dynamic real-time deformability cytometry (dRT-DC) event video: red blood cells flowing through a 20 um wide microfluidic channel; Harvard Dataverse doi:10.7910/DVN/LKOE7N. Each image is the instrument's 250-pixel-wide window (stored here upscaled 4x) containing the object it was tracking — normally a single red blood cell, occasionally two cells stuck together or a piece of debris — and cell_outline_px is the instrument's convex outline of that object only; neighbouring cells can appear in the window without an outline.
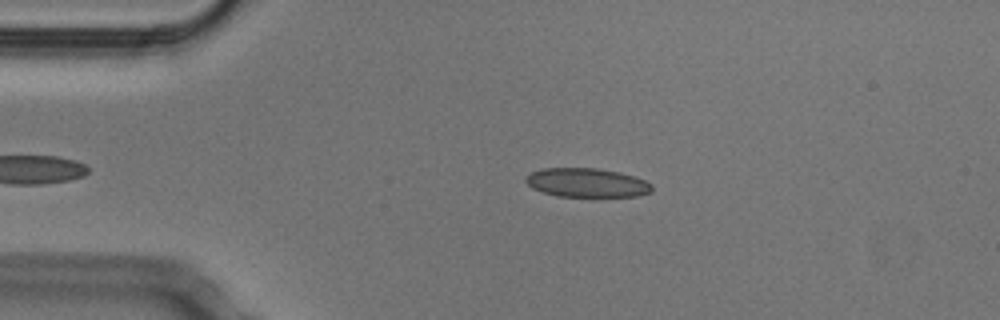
{"species": "Egyptian fruit bat (a non-hibernating species)", "species_latin": "Rousettus aegyptiacus", "temperature_condition": "cold", "stored_images_in_passage": 40, "camera_frame_rate_fps": 3000, "um_per_image_px": 0.085, "animal": {"sex": "male"}, "frame": {"image": 1, "passage_image": 4, "time_ms": 1.0, "image_size_px": [1000, 320], "cell_outline_px": [[652, 192], [640, 196], [556, 196], [532, 188], [524, 180], [532, 172], [544, 168], [596, 168], [620, 172], [644, 180], [652, 184]], "centroid_in_image_um": [49.9, 15.53], "position_along_channel_um": 35.1, "area_um2": 21.15}}
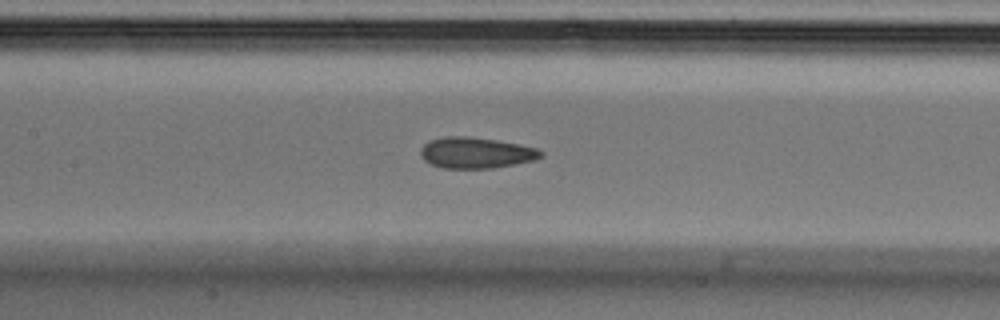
{"frame": {"image": 2, "passage_image": 17, "time_ms": 5.333, "image_size_px": [1000, 320], "cell_outline_px": [[544, 156], [536, 160], [492, 168], [444, 168], [432, 164], [424, 160], [420, 156], [420, 148], [428, 140], [448, 136], [468, 136], [496, 140], [536, 148], [544, 152]], "centroid_in_image_um": [40.45, 12.98], "position_along_channel_um": 167.0, "area_um2": 21.73}}
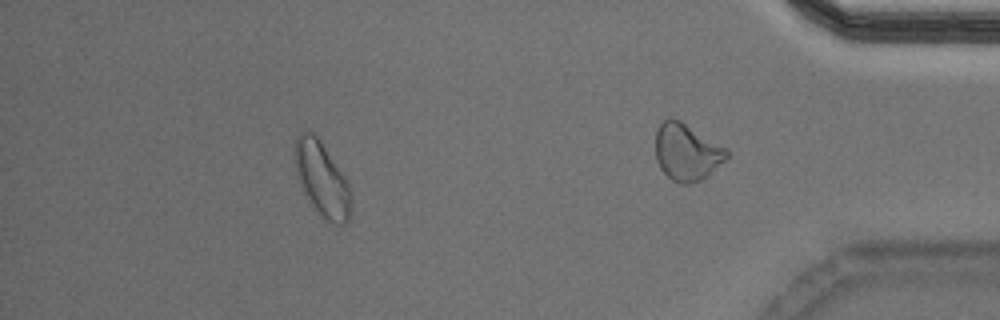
{"frame": {"image": 3, "passage_image": 34, "time_ms": 11.0, "image_size_px": [1000, 320], "cell_outline_px": [[352, 212], [348, 220], [344, 224], [336, 224], [328, 220], [312, 208], [308, 204], [296, 176], [296, 136], [300, 132], [312, 132], [320, 140], [344, 176], [348, 184], [352, 204]], "centroid_in_image_um": [27.36, 15.28], "position_along_channel_um": 407.8, "area_um2": 24.22}, "authors_computed_cell_mechanics": {"area_um2": 21.8484, "velocity_mm_per_s": 3.8037, "shape_relaxation_time_tau1_ms": null, "shape_relaxation_time_tau2_ms": 2.8755, "deformation_change_tau1": null, "deformation_change_tau2": 0.0837}}